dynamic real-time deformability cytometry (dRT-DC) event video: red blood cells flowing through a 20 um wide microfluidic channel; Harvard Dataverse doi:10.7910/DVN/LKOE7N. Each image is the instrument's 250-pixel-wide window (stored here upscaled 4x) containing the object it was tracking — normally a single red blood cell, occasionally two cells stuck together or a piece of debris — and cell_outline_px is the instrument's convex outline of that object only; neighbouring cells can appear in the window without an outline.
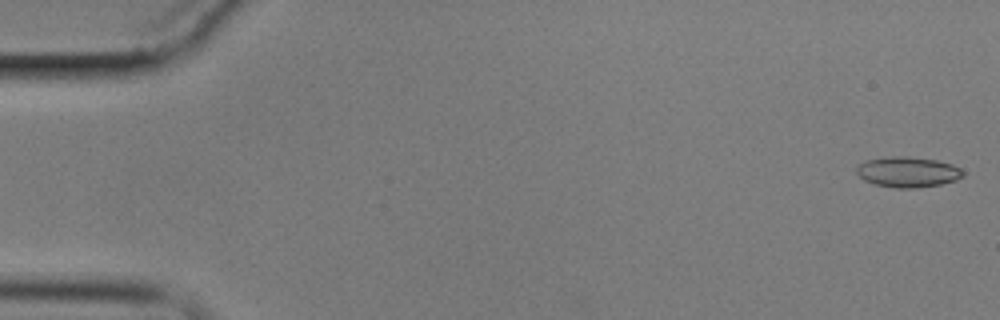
{"species": "common noctule bat (a hibernating species)", "species_latin": "Nyctalus noctula", "temperature_condition": "cold", "stored_images_in_passage": 9, "camera_frame_rate_fps": 3000, "um_per_image_px": 0.085, "animal": {"sex": "male", "body_mass_g": 17.9}, "frame": {"image": 1, "passage_image": 1, "time_ms": 0.0, "image_size_px": [1000, 320], "cell_outline_px": [[964, 176], [956, 180], [940, 184], [916, 188], [896, 188], [876, 184], [864, 180], [856, 172], [856, 168], [864, 160], [892, 156], [908, 156], [936, 160], [952, 164], [960, 168], [964, 172]], "centroid_in_image_um": [77.17, 14.61], "position_along_channel_um": 7.8, "area_um2": 18.9}}
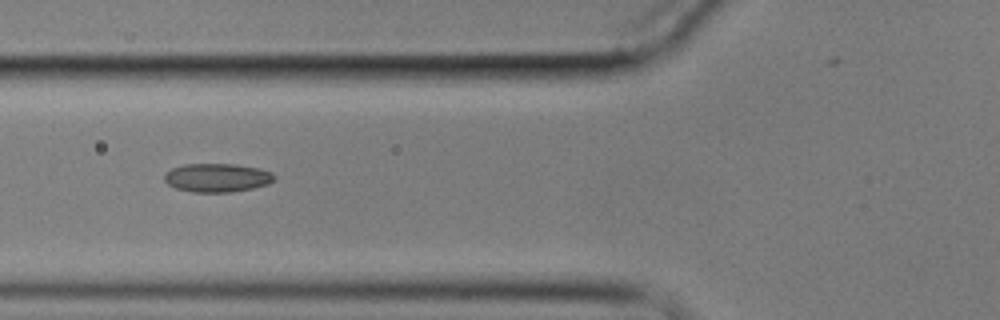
{"frame": {"image": 2, "passage_image": 7, "time_ms": 7.0, "image_size_px": [1000, 320], "cell_outline_px": [[276, 180], [268, 184], [252, 188], [232, 192], [192, 192], [176, 188], [168, 184], [164, 180], [164, 176], [172, 168], [184, 164], [236, 164], [260, 168], [272, 172], [276, 176]], "centroid_in_image_um": [18.5, 15.1], "position_along_channel_um": 107.3, "area_um2": 18.44}}
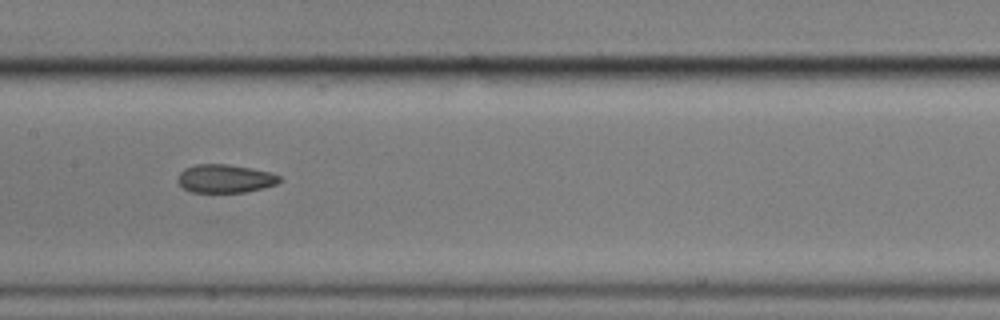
{"frame": {"image": 3, "passage_image": 9, "time_ms": 9.333, "image_size_px": [1000, 320], "cell_outline_px": [[280, 180], [276, 184], [264, 188], [244, 192], [192, 192], [184, 188], [176, 180], [176, 176], [184, 168], [196, 164], [228, 164], [252, 168], [272, 172], [280, 176]], "centroid_in_image_um": [19.12, 15.17], "position_along_channel_um": 188.3, "area_um2": 16.94}}